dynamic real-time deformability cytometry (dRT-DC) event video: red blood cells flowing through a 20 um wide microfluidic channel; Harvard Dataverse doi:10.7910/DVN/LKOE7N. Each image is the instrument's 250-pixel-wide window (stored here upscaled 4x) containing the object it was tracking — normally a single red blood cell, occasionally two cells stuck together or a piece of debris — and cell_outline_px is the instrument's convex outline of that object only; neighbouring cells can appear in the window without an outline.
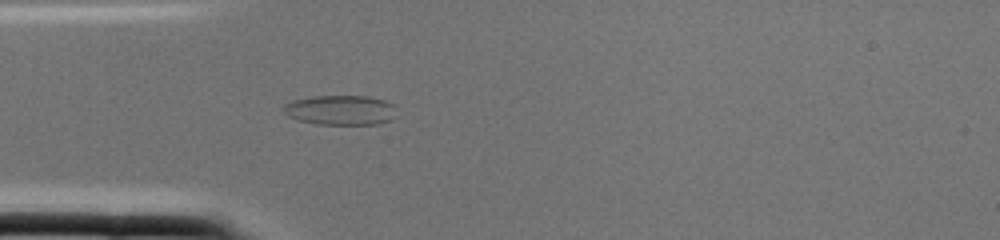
{"species": "common noctule bat (a hibernating species)", "species_latin": "Nyctalus noctula", "temperature_condition": "cold", "stored_images_in_passage": 2, "camera_frame_rate_fps": 3000, "um_per_image_px": 0.085, "animal": {"sex": "female", "body_mass_g": 22.0, "forearm_length_mm": 56.7}, "frame": {"image": 1, "passage_image": 2, "time_ms": 0.333, "image_size_px": [1000, 240], "cell_outline_px": [[392, 120], [376, 124], [320, 124], [296, 120], [288, 116], [284, 112], [284, 104], [292, 100], [312, 96], [368, 96], [384, 100], [392, 104]], "centroid_in_image_um": [28.88, 9.35], "position_along_channel_um": 56.1, "area_um2": 19.42}}